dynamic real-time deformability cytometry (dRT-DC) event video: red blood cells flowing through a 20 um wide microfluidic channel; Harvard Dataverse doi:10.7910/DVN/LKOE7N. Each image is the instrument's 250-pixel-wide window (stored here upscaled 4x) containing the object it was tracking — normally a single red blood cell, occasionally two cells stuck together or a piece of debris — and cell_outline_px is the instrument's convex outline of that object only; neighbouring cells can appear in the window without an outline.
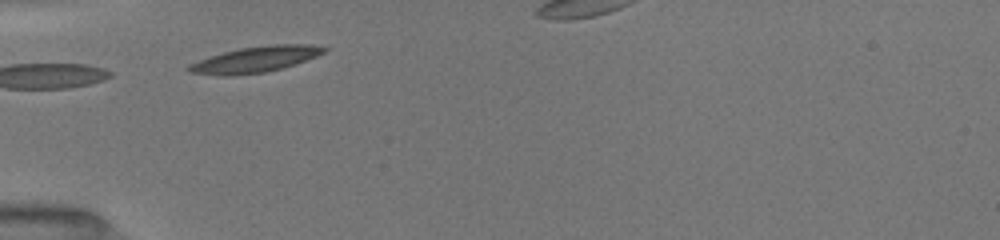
{"species": "common noctule bat (a hibernating species)", "species_latin": "Nyctalus noctula", "temperature_condition": "room temperature", "stored_images_in_passage": 3, "camera_frame_rate_fps": 3000, "um_per_image_px": 0.085, "animal": {"sex": "female", "body_mass_g": 19.5, "forearm_length_mm": 54.1}, "frame": {"image": 1, "passage_image": 1, "time_ms": 0.0, "image_size_px": [1000, 240], "cell_outline_px": [[332, 48], [316, 56], [296, 64], [264, 72], [232, 76], [220, 76], [188, 72], [184, 68], [188, 64], [224, 52], [240, 48], [272, 44], [308, 44]], "centroid_in_image_um": [21.69, 5.05], "position_along_channel_um": 63.3, "area_um2": 20.4}}